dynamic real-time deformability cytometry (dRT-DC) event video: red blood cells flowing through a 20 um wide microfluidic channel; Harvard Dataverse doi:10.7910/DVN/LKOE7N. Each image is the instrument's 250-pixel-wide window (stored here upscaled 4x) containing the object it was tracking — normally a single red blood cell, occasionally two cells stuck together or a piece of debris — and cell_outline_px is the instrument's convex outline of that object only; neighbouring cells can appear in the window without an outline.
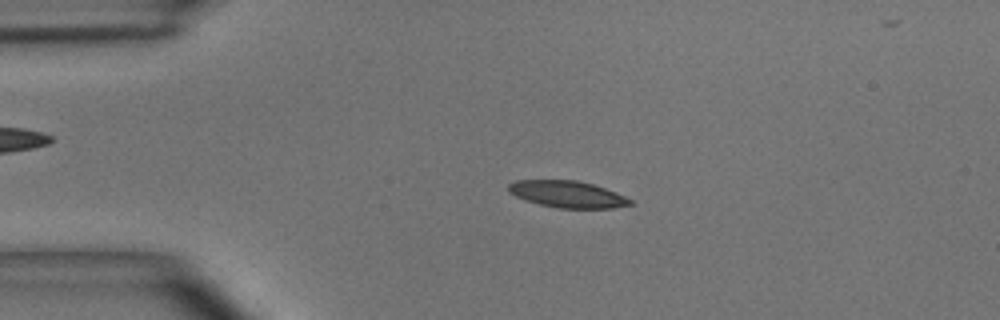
{"species": "common noctule bat (a hibernating species)", "species_latin": "Nyctalus noctula", "temperature_condition": "room temperature", "stored_images_in_passage": 46, "camera_frame_rate_fps": 3000, "um_per_image_px": 0.085, "animal": {"sex": "male", "body_mass_g": 15.6}, "frame": {"image": 1, "passage_image": 10, "time_ms": 3.0, "image_size_px": [1000, 320], "cell_outline_px": [[632, 204], [612, 208], [560, 208], [540, 204], [516, 196], [508, 192], [508, 184], [516, 180], [576, 180], [592, 184], [616, 192], [632, 200]], "centroid_in_image_um": [48.23, 16.5], "position_along_channel_um": 36.8, "area_um2": 18.73}}
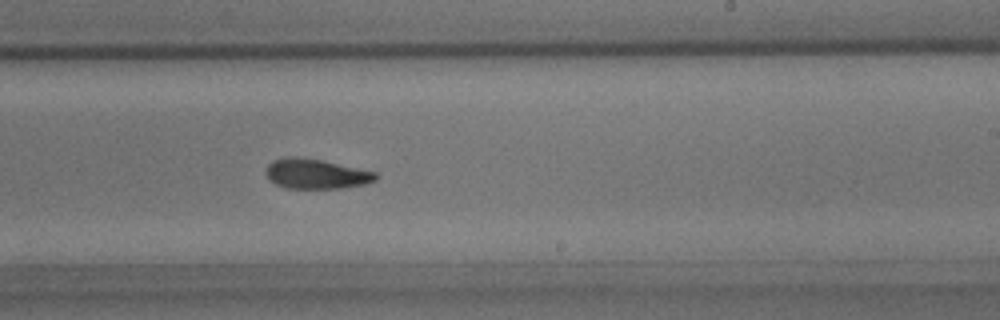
{"frame": {"image": 2, "passage_image": 29, "time_ms": 9.333, "image_size_px": [1000, 320], "cell_outline_px": [[380, 176], [376, 180], [364, 184], [340, 188], [288, 188], [276, 184], [268, 180], [268, 164], [272, 160], [288, 156], [292, 156], [320, 160], [376, 172]], "centroid_in_image_um": [26.87, 14.78], "position_along_channel_um": 262.1, "area_um2": 18.84}}
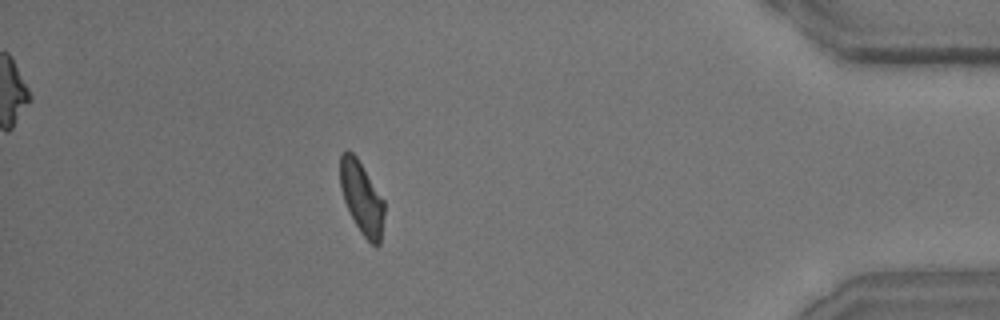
{"frame": {"image": 3, "passage_image": 43, "time_ms": 14.0, "image_size_px": [1000, 320], "cell_outline_px": [[384, 216], [380, 244], [376, 248], [360, 232], [344, 200], [340, 188], [340, 156], [348, 148], [356, 156], [384, 200]], "centroid_in_image_um": [30.75, 16.82], "position_along_channel_um": 404.4, "area_um2": 18.5}, "authors_computed_cell_mechanics": {"area_um2": 19.363, "velocity_mm_per_s": 4.0557, "shape_relaxation_time_tau1_ms": 8.6846, "shape_relaxation_time_tau2_ms": 5.2516, "deformation_change_tau1": 0.2015, "deformation_change_tau2": 0.1316}}